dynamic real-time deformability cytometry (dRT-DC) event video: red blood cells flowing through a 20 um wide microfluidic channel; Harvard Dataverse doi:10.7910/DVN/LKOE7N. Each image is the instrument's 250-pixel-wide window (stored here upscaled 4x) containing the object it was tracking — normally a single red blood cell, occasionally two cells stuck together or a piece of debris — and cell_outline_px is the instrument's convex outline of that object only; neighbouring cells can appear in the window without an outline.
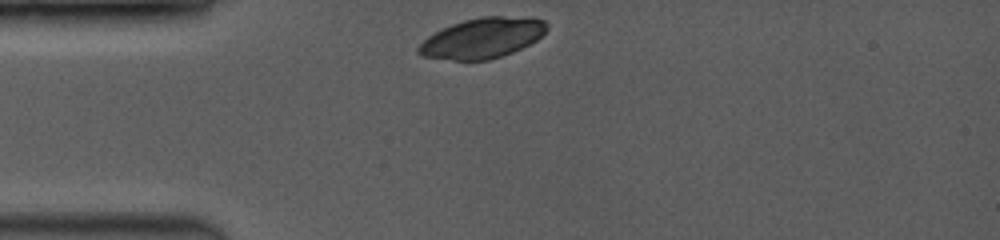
{"species": "common noctule bat (a hibernating species)", "species_latin": "Nyctalus noctula", "temperature_condition": "room temperature", "stored_images_in_passage": 31, "camera_frame_rate_fps": 3500, "um_per_image_px": 0.085, "animal": {"sex": "female", "body_mass_g": 19.0, "forearm_length_mm": 53.3}, "frame": {"image": 1, "passage_image": 1, "time_ms": 0.0, "image_size_px": [1000, 240], "cell_outline_px": [[548, 28], [536, 40], [512, 52], [488, 60], [456, 60], [420, 56], [416, 52], [416, 48], [428, 36], [452, 24], [464, 20], [480, 16], [528, 16], [544, 20], [548, 24]], "centroid_in_image_um": [41.01, 3.22], "position_along_channel_um": 44.0, "area_um2": 30.06}}
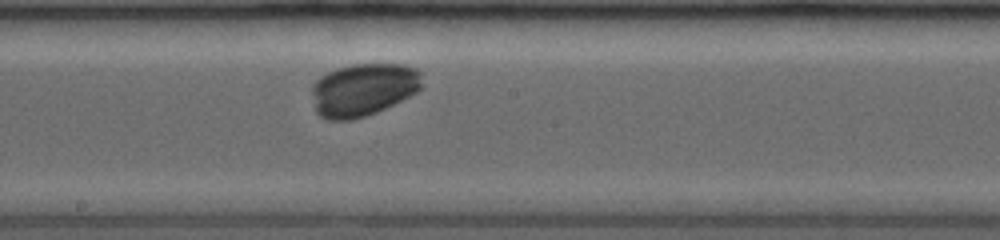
{"frame": {"image": 2, "passage_image": 18, "time_ms": 4.857, "image_size_px": [1000, 240], "cell_outline_px": [[420, 88], [416, 92], [376, 112], [352, 120], [328, 120], [320, 116], [316, 112], [312, 92], [312, 84], [320, 76], [336, 68], [352, 64], [404, 64], [416, 68], [420, 72]], "centroid_in_image_um": [30.83, 7.61], "position_along_channel_um": 217.4, "area_um2": 33.7}}
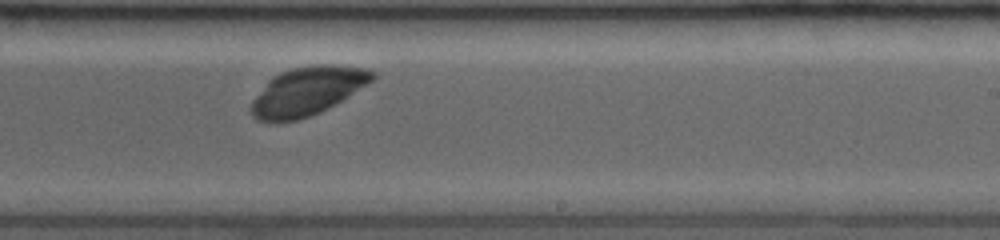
{"frame": {"image": 3, "passage_image": 22, "time_ms": 6.0, "image_size_px": [1000, 240], "cell_outline_px": [[376, 76], [372, 80], [340, 100], [308, 116], [296, 120], [256, 120], [252, 116], [252, 100], [268, 80], [272, 76], [280, 72], [292, 68], [316, 64], [336, 64], [364, 68], [376, 72]], "centroid_in_image_um": [26.1, 7.7], "position_along_channel_um": 262.9, "area_um2": 33.23}}